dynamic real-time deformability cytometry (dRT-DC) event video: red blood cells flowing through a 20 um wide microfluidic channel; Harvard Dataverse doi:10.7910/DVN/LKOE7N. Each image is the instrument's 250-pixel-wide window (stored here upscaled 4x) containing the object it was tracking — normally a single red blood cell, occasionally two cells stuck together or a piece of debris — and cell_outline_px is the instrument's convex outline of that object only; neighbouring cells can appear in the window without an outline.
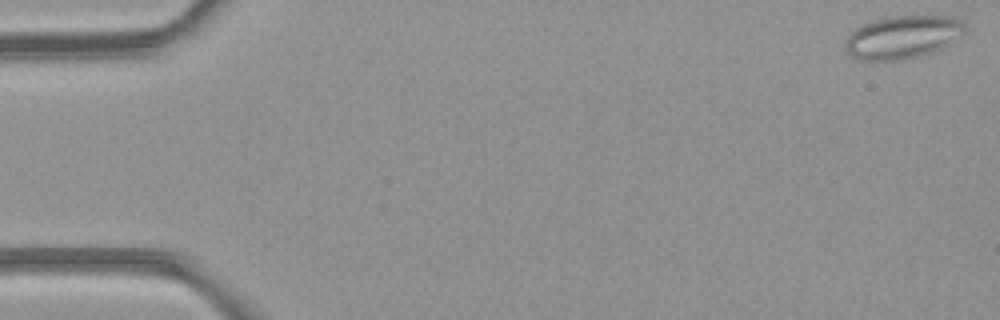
{"species": "common noctule bat (a hibernating species)", "species_latin": "Nyctalus noctula", "temperature_condition": "room temperature", "stored_images_in_passage": 5, "camera_frame_rate_fps": 3000, "um_per_image_px": 0.085, "animal": {"sex": "female", "body_mass_g": 21.9}, "frame": {"image": 1, "passage_image": 1, "time_ms": 0.0, "image_size_px": [1000, 320], "cell_outline_px": [[964, 32], [940, 48], [932, 52], [900, 60], [860, 60], [852, 56], [848, 52], [844, 44], [848, 36], [856, 28], [864, 24], [876, 20], [892, 16], [952, 16], [960, 20], [964, 24]], "centroid_in_image_um": [76.69, 3.15], "position_along_channel_um": 8.3, "area_um2": 29.3}}